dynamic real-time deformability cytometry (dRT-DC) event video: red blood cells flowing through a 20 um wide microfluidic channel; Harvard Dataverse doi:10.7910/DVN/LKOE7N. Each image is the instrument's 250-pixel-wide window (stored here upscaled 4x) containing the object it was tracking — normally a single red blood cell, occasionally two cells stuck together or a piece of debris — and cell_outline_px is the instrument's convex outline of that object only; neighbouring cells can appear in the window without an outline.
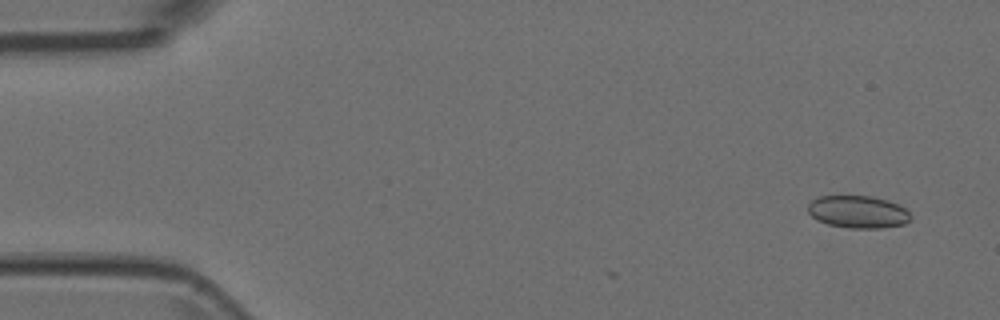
{"species": "Egyptian fruit bat (a non-hibernating species)", "species_latin": "Rousettus aegyptiacus", "temperature_condition": "room temperature", "stored_images_in_passage": 8, "camera_frame_rate_fps": 3000, "um_per_image_px": 0.085, "animal": {"sex": "female"}, "frame": {"image": 1, "passage_image": 1, "time_ms": 0.0, "image_size_px": [1000, 320], "cell_outline_px": [[912, 216], [904, 224], [880, 228], [852, 228], [828, 224], [816, 220], [808, 212], [808, 204], [816, 196], [872, 196], [888, 200], [900, 204]], "centroid_in_image_um": [72.92, 18.0], "position_along_channel_um": 12.1, "area_um2": 19.48}}
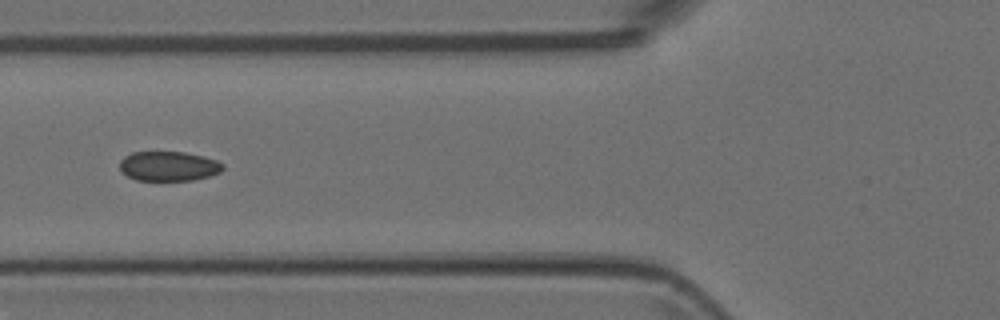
{"frame": {"image": 2, "passage_image": 6, "time_ms": 1.667, "image_size_px": [1000, 320], "cell_outline_px": [[224, 168], [220, 172], [208, 176], [192, 180], [136, 180], [120, 172], [120, 160], [124, 156], [132, 152], [184, 152], [204, 156], [216, 160], [224, 164]], "centroid_in_image_um": [14.32, 14.12], "position_along_channel_um": 111.5, "area_um2": 17.86}}
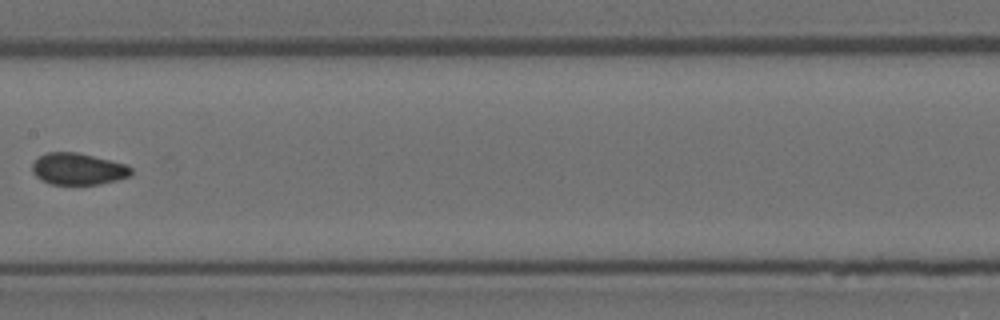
{"frame": {"image": 3, "passage_image": 8, "time_ms": 2.333, "image_size_px": [1000, 320], "cell_outline_px": [[132, 176], [100, 184], [48, 184], [40, 180], [32, 172], [32, 164], [40, 156], [48, 152], [76, 152], [124, 164], [132, 168]], "centroid_in_image_um": [6.62, 14.37], "position_along_channel_um": 200.8, "area_um2": 18.15}}